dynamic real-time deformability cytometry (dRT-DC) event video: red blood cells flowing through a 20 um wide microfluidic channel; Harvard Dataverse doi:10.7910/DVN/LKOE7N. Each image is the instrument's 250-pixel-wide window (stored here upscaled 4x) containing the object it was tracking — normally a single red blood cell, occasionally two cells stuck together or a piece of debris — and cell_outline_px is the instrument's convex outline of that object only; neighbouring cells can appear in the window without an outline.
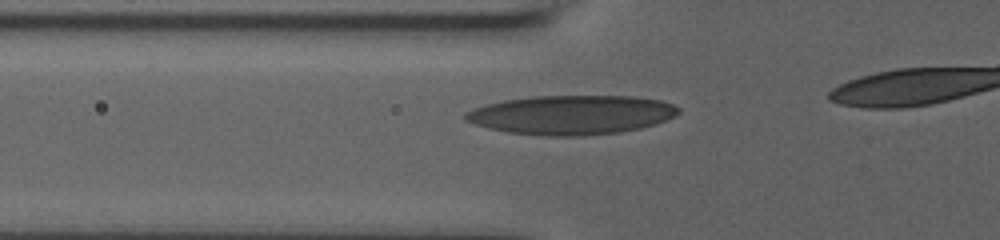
{"species": "human", "species_latin": "Homo sapiens", "temperature_condition": "room temperature", "stored_images_in_passage": 28, "camera_frame_rate_fps": 3000, "um_per_image_px": 0.085, "donor": {"sex": "male"}, "frame": {"image": 1, "passage_image": 11, "time_ms": 3.333, "image_size_px": [1000, 240], "cell_outline_px": [[680, 112], [676, 116], [656, 124], [640, 128], [620, 132], [584, 136], [548, 136], [508, 132], [488, 128], [464, 120], [464, 112], [472, 108], [504, 100], [532, 96], [632, 96], [660, 100], [672, 104], [680, 108]], "centroid_in_image_um": [48.58, 9.76], "position_along_channel_um": 77.2, "area_um2": 48.84}}
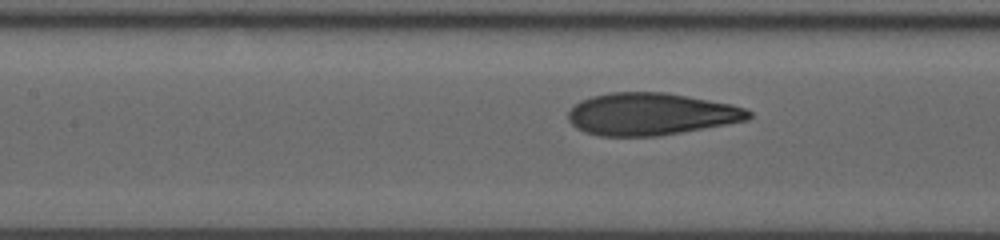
{"frame": {"image": 2, "passage_image": 17, "time_ms": 5.333, "image_size_px": [1000, 240], "cell_outline_px": [[752, 116], [748, 120], [660, 136], [600, 136], [584, 132], [576, 128], [568, 120], [568, 112], [580, 100], [592, 96], [608, 92], [664, 92], [732, 104], [744, 108], [752, 112]], "centroid_in_image_um": [55.31, 9.7], "position_along_channel_um": 152.1, "area_um2": 44.45}}
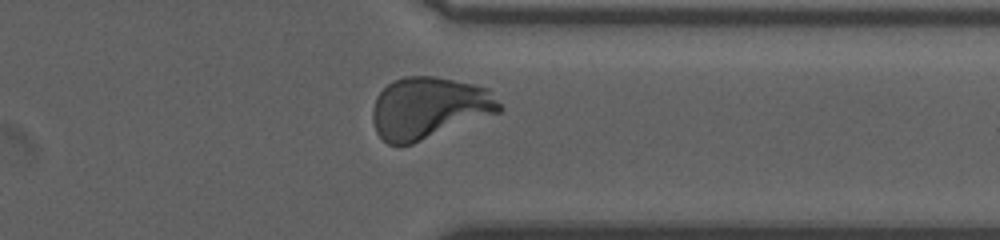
{"frame": {"image": 3, "passage_image": 27, "time_ms": 8.667, "image_size_px": [1000, 240], "cell_outline_px": [[504, 108], [500, 112], [412, 144], [388, 144], [376, 132], [372, 120], [372, 108], [376, 96], [392, 80], [404, 76], [432, 76], [472, 84], [488, 88]], "centroid_in_image_um": [36.44, 9.17], "position_along_channel_um": 375.0, "area_um2": 45.49}}